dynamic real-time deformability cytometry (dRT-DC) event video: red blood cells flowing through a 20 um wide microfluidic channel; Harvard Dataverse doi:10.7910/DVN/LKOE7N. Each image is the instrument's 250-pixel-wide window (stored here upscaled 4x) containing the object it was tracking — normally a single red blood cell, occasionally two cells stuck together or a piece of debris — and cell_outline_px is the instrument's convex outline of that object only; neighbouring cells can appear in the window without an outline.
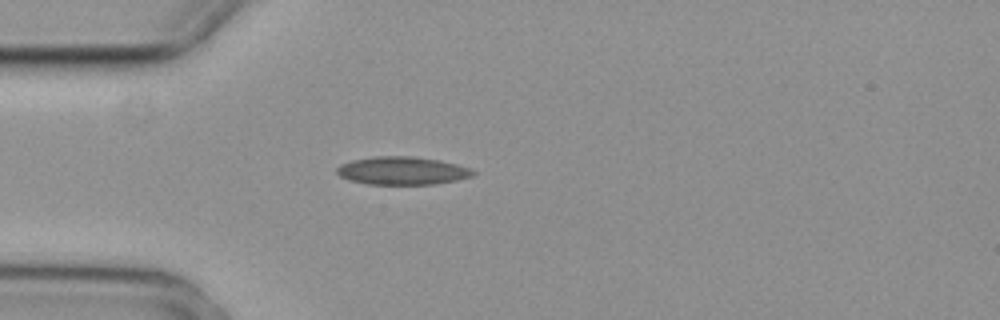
{"species": "common noctule bat (a hibernating species)", "species_latin": "Nyctalus noctula", "temperature_condition": "cold", "stored_images_in_passage": 4, "camera_frame_rate_fps": 3000, "um_per_image_px": 0.085, "animal": {"sex": "female", "body_mass_g": 29.2, "forearm_length_mm": 56.3}, "frame": {"image": 1, "passage_image": 3, "time_ms": 0.667, "image_size_px": [1000, 320], "cell_outline_px": [[476, 172], [472, 176], [456, 180], [436, 184], [368, 184], [348, 180], [340, 176], [336, 172], [336, 168], [340, 164], [352, 160], [376, 156], [408, 156], [436, 160], [456, 164], [468, 168]], "centroid_in_image_um": [34.14, 14.51], "position_along_channel_um": 50.9, "area_um2": 22.02}}